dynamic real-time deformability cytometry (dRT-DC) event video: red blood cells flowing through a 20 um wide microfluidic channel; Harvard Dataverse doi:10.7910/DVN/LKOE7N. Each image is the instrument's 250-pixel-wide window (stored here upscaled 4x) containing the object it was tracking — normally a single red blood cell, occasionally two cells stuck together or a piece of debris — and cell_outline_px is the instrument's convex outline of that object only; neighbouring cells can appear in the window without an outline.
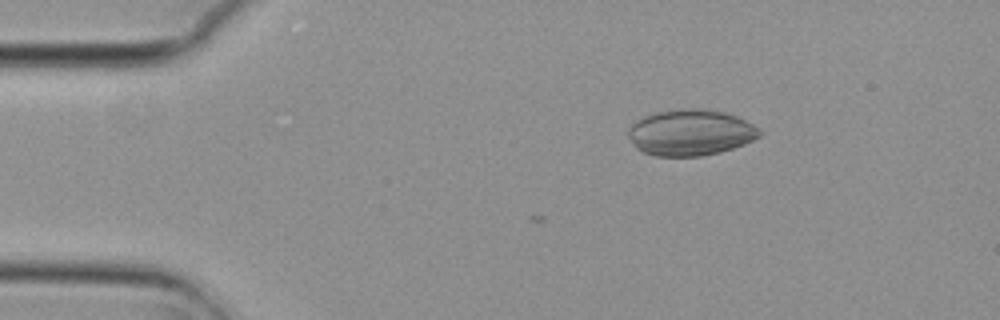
{"species": "common noctule bat (a hibernating species)", "species_latin": "Nyctalus noctula", "temperature_condition": "cold", "stored_images_in_passage": 5, "camera_frame_rate_fps": 3000, "um_per_image_px": 0.085, "animal": {"sex": "female", "body_mass_g": 29.2, "forearm_length_mm": 56.3}, "frame": {"image": 1, "passage_image": 3, "time_ms": 0.667, "image_size_px": [1000, 320], "cell_outline_px": [[764, 132], [760, 136], [744, 144], [720, 152], [700, 156], [656, 156], [644, 152], [636, 148], [628, 136], [628, 128], [636, 120], [644, 116], [656, 112], [688, 108], [704, 108], [724, 112], [736, 116], [760, 128]], "centroid_in_image_um": [58.7, 11.26], "position_along_channel_um": 26.3, "area_um2": 35.32}}